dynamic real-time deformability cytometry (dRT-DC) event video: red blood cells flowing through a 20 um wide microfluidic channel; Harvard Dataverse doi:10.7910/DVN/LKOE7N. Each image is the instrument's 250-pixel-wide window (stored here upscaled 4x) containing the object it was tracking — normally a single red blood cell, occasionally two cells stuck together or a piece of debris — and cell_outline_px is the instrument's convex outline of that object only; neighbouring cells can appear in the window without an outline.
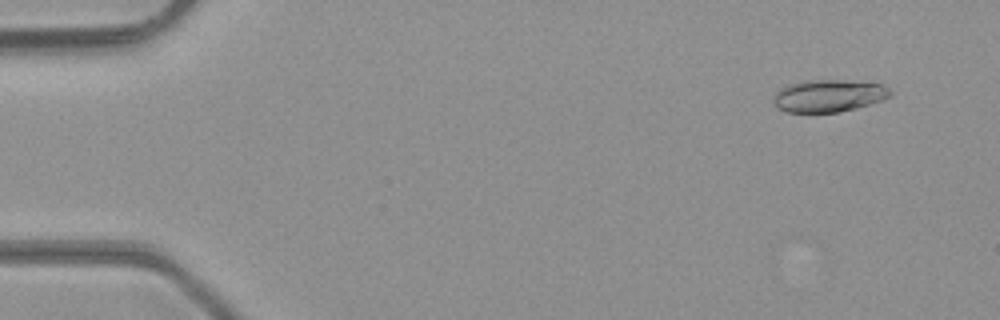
{"species": "common noctule bat (a hibernating species)", "species_latin": "Nyctalus noctula", "temperature_condition": "room temperature", "stored_images_in_passage": 49, "camera_frame_rate_fps": 3000, "um_per_image_px": 0.085, "animal": {"sex": "male", "body_mass_g": 23.1, "forearm_length_mm": 52.7}, "frame": {"image": 1, "passage_image": 4, "time_ms": 1.0, "image_size_px": [1000, 320], "cell_outline_px": [[892, 92], [888, 96], [880, 100], [856, 108], [840, 112], [784, 112], [776, 108], [772, 100], [776, 92], [780, 88], [788, 84], [808, 80], [844, 80], [884, 84]], "centroid_in_image_um": [70.38, 8.14], "position_along_channel_um": 14.6, "area_um2": 22.02}}
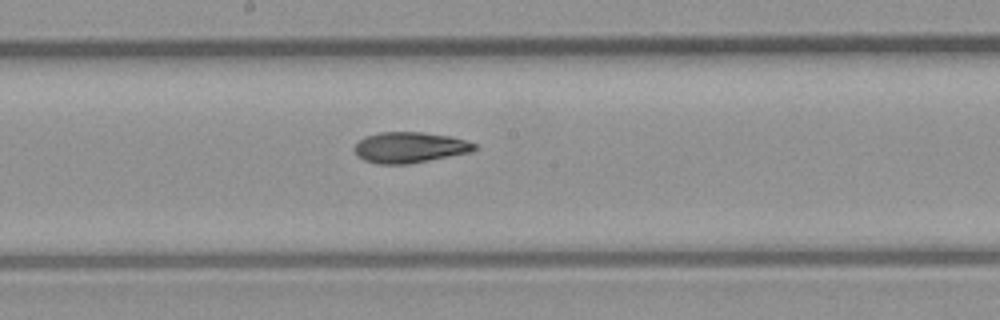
{"frame": {"image": 2, "passage_image": 26, "time_ms": 8.333, "image_size_px": [1000, 320], "cell_outline_px": [[476, 148], [472, 152], [408, 164], [380, 164], [364, 160], [356, 152], [356, 144], [360, 140], [368, 136], [380, 132], [424, 132], [448, 136], [464, 140], [476, 144]], "centroid_in_image_um": [34.86, 12.53], "position_along_channel_um": 213.3, "area_um2": 21.15}}
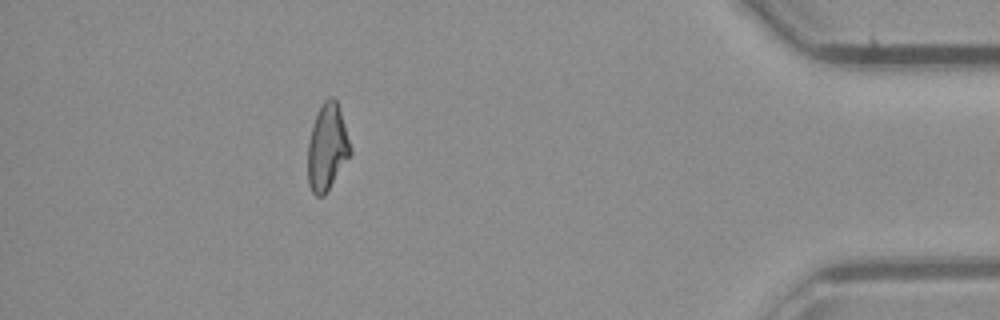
{"frame": {"image": 3, "passage_image": 43, "time_ms": 14.0, "image_size_px": [1000, 320], "cell_outline_px": [[352, 152], [324, 196], [316, 196], [312, 192], [308, 184], [308, 144], [312, 128], [316, 116], [324, 100], [328, 96], [332, 96], [336, 100], [352, 148]], "centroid_in_image_um": [27.81, 12.54], "position_along_channel_um": 407.4, "area_um2": 21.1}}